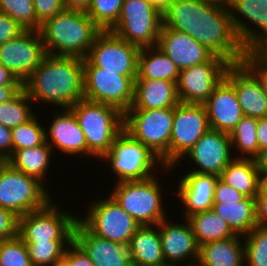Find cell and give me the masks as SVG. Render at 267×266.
I'll list each match as a JSON object with an SVG mask.
<instances>
[{"label": "cell", "instance_id": "cell-36", "mask_svg": "<svg viewBox=\"0 0 267 266\" xmlns=\"http://www.w3.org/2000/svg\"><path fill=\"white\" fill-rule=\"evenodd\" d=\"M30 103L33 104L22 88L12 99L0 104V124L12 129L30 120L35 115Z\"/></svg>", "mask_w": 267, "mask_h": 266}, {"label": "cell", "instance_id": "cell-39", "mask_svg": "<svg viewBox=\"0 0 267 266\" xmlns=\"http://www.w3.org/2000/svg\"><path fill=\"white\" fill-rule=\"evenodd\" d=\"M0 12L9 15L24 30L39 31L33 0H0Z\"/></svg>", "mask_w": 267, "mask_h": 266}, {"label": "cell", "instance_id": "cell-58", "mask_svg": "<svg viewBox=\"0 0 267 266\" xmlns=\"http://www.w3.org/2000/svg\"><path fill=\"white\" fill-rule=\"evenodd\" d=\"M206 1H212L215 3H219V4H224V5H228L230 0H206Z\"/></svg>", "mask_w": 267, "mask_h": 266}, {"label": "cell", "instance_id": "cell-7", "mask_svg": "<svg viewBox=\"0 0 267 266\" xmlns=\"http://www.w3.org/2000/svg\"><path fill=\"white\" fill-rule=\"evenodd\" d=\"M108 161L109 168L117 175V182L142 181L155 176L154 168L162 165L164 173L172 170L165 167L161 159L140 141L123 130L113 141L110 150L101 158ZM152 170L154 171L152 173Z\"/></svg>", "mask_w": 267, "mask_h": 266}, {"label": "cell", "instance_id": "cell-25", "mask_svg": "<svg viewBox=\"0 0 267 266\" xmlns=\"http://www.w3.org/2000/svg\"><path fill=\"white\" fill-rule=\"evenodd\" d=\"M219 177L215 175L188 172L181 178L178 184V192H173L181 200L185 209V218L211 210L214 203L215 185Z\"/></svg>", "mask_w": 267, "mask_h": 266}, {"label": "cell", "instance_id": "cell-26", "mask_svg": "<svg viewBox=\"0 0 267 266\" xmlns=\"http://www.w3.org/2000/svg\"><path fill=\"white\" fill-rule=\"evenodd\" d=\"M179 103L175 82L135 80L134 101L128 110L173 108Z\"/></svg>", "mask_w": 267, "mask_h": 266}, {"label": "cell", "instance_id": "cell-13", "mask_svg": "<svg viewBox=\"0 0 267 266\" xmlns=\"http://www.w3.org/2000/svg\"><path fill=\"white\" fill-rule=\"evenodd\" d=\"M140 50L141 48L130 44L110 30L101 31L83 59V66H97L102 68V71L137 76Z\"/></svg>", "mask_w": 267, "mask_h": 266}, {"label": "cell", "instance_id": "cell-47", "mask_svg": "<svg viewBox=\"0 0 267 266\" xmlns=\"http://www.w3.org/2000/svg\"><path fill=\"white\" fill-rule=\"evenodd\" d=\"M63 259L68 266H95L90 258L74 241L65 248Z\"/></svg>", "mask_w": 267, "mask_h": 266}, {"label": "cell", "instance_id": "cell-24", "mask_svg": "<svg viewBox=\"0 0 267 266\" xmlns=\"http://www.w3.org/2000/svg\"><path fill=\"white\" fill-rule=\"evenodd\" d=\"M62 112V113H61ZM55 115V116H54ZM49 127L46 128V142L52 149H59L63 154L86 155L87 143L74 112L70 108H63L53 114ZM55 147V148H54Z\"/></svg>", "mask_w": 267, "mask_h": 266}, {"label": "cell", "instance_id": "cell-49", "mask_svg": "<svg viewBox=\"0 0 267 266\" xmlns=\"http://www.w3.org/2000/svg\"><path fill=\"white\" fill-rule=\"evenodd\" d=\"M257 226L267 227V178L261 181L260 190L255 198Z\"/></svg>", "mask_w": 267, "mask_h": 266}, {"label": "cell", "instance_id": "cell-41", "mask_svg": "<svg viewBox=\"0 0 267 266\" xmlns=\"http://www.w3.org/2000/svg\"><path fill=\"white\" fill-rule=\"evenodd\" d=\"M246 266H267V227H254L243 236Z\"/></svg>", "mask_w": 267, "mask_h": 266}, {"label": "cell", "instance_id": "cell-55", "mask_svg": "<svg viewBox=\"0 0 267 266\" xmlns=\"http://www.w3.org/2000/svg\"><path fill=\"white\" fill-rule=\"evenodd\" d=\"M91 0H63L65 9H78L86 11L89 7Z\"/></svg>", "mask_w": 267, "mask_h": 266}, {"label": "cell", "instance_id": "cell-45", "mask_svg": "<svg viewBox=\"0 0 267 266\" xmlns=\"http://www.w3.org/2000/svg\"><path fill=\"white\" fill-rule=\"evenodd\" d=\"M245 197L246 196H244L242 193H240L230 185L223 182L220 178H218L214 191V203H238L242 201Z\"/></svg>", "mask_w": 267, "mask_h": 266}, {"label": "cell", "instance_id": "cell-54", "mask_svg": "<svg viewBox=\"0 0 267 266\" xmlns=\"http://www.w3.org/2000/svg\"><path fill=\"white\" fill-rule=\"evenodd\" d=\"M23 86H0V104L12 99Z\"/></svg>", "mask_w": 267, "mask_h": 266}, {"label": "cell", "instance_id": "cell-19", "mask_svg": "<svg viewBox=\"0 0 267 266\" xmlns=\"http://www.w3.org/2000/svg\"><path fill=\"white\" fill-rule=\"evenodd\" d=\"M211 129L230 133L244 117L234 86L224 77L204 102Z\"/></svg>", "mask_w": 267, "mask_h": 266}, {"label": "cell", "instance_id": "cell-60", "mask_svg": "<svg viewBox=\"0 0 267 266\" xmlns=\"http://www.w3.org/2000/svg\"><path fill=\"white\" fill-rule=\"evenodd\" d=\"M188 266H203V265L200 264L199 262H191V265L188 263Z\"/></svg>", "mask_w": 267, "mask_h": 266}, {"label": "cell", "instance_id": "cell-21", "mask_svg": "<svg viewBox=\"0 0 267 266\" xmlns=\"http://www.w3.org/2000/svg\"><path fill=\"white\" fill-rule=\"evenodd\" d=\"M73 241L95 266H133L127 246L100 238L77 220Z\"/></svg>", "mask_w": 267, "mask_h": 266}, {"label": "cell", "instance_id": "cell-56", "mask_svg": "<svg viewBox=\"0 0 267 266\" xmlns=\"http://www.w3.org/2000/svg\"><path fill=\"white\" fill-rule=\"evenodd\" d=\"M159 10L163 11L173 0H149Z\"/></svg>", "mask_w": 267, "mask_h": 266}, {"label": "cell", "instance_id": "cell-8", "mask_svg": "<svg viewBox=\"0 0 267 266\" xmlns=\"http://www.w3.org/2000/svg\"><path fill=\"white\" fill-rule=\"evenodd\" d=\"M44 184L8 164L0 172V206L17 218L43 209L53 200Z\"/></svg>", "mask_w": 267, "mask_h": 266}, {"label": "cell", "instance_id": "cell-50", "mask_svg": "<svg viewBox=\"0 0 267 266\" xmlns=\"http://www.w3.org/2000/svg\"><path fill=\"white\" fill-rule=\"evenodd\" d=\"M0 152L6 157L13 154L12 129L0 124Z\"/></svg>", "mask_w": 267, "mask_h": 266}, {"label": "cell", "instance_id": "cell-61", "mask_svg": "<svg viewBox=\"0 0 267 266\" xmlns=\"http://www.w3.org/2000/svg\"><path fill=\"white\" fill-rule=\"evenodd\" d=\"M160 266H176V265H173V264H164V265H160Z\"/></svg>", "mask_w": 267, "mask_h": 266}, {"label": "cell", "instance_id": "cell-43", "mask_svg": "<svg viewBox=\"0 0 267 266\" xmlns=\"http://www.w3.org/2000/svg\"><path fill=\"white\" fill-rule=\"evenodd\" d=\"M241 63L257 78L267 96V52L247 53Z\"/></svg>", "mask_w": 267, "mask_h": 266}, {"label": "cell", "instance_id": "cell-57", "mask_svg": "<svg viewBox=\"0 0 267 266\" xmlns=\"http://www.w3.org/2000/svg\"><path fill=\"white\" fill-rule=\"evenodd\" d=\"M9 164L8 157L0 152V172Z\"/></svg>", "mask_w": 267, "mask_h": 266}, {"label": "cell", "instance_id": "cell-16", "mask_svg": "<svg viewBox=\"0 0 267 266\" xmlns=\"http://www.w3.org/2000/svg\"><path fill=\"white\" fill-rule=\"evenodd\" d=\"M210 129L203 104L179 103L174 107V121L170 141V167L180 159Z\"/></svg>", "mask_w": 267, "mask_h": 266}, {"label": "cell", "instance_id": "cell-14", "mask_svg": "<svg viewBox=\"0 0 267 266\" xmlns=\"http://www.w3.org/2000/svg\"><path fill=\"white\" fill-rule=\"evenodd\" d=\"M228 8L234 30L247 53L267 52V0H230Z\"/></svg>", "mask_w": 267, "mask_h": 266}, {"label": "cell", "instance_id": "cell-5", "mask_svg": "<svg viewBox=\"0 0 267 266\" xmlns=\"http://www.w3.org/2000/svg\"><path fill=\"white\" fill-rule=\"evenodd\" d=\"M157 177L155 174L142 181L118 182L109 194L140 226L158 225L168 218Z\"/></svg>", "mask_w": 267, "mask_h": 266}, {"label": "cell", "instance_id": "cell-1", "mask_svg": "<svg viewBox=\"0 0 267 266\" xmlns=\"http://www.w3.org/2000/svg\"><path fill=\"white\" fill-rule=\"evenodd\" d=\"M34 103H51L70 108L84 99L83 58L46 55L42 63L23 82Z\"/></svg>", "mask_w": 267, "mask_h": 266}, {"label": "cell", "instance_id": "cell-34", "mask_svg": "<svg viewBox=\"0 0 267 266\" xmlns=\"http://www.w3.org/2000/svg\"><path fill=\"white\" fill-rule=\"evenodd\" d=\"M187 219L192 226L198 246L236 236L227 222L212 210L195 213Z\"/></svg>", "mask_w": 267, "mask_h": 266}, {"label": "cell", "instance_id": "cell-17", "mask_svg": "<svg viewBox=\"0 0 267 266\" xmlns=\"http://www.w3.org/2000/svg\"><path fill=\"white\" fill-rule=\"evenodd\" d=\"M47 55L39 31L24 30L0 45V63L22 83Z\"/></svg>", "mask_w": 267, "mask_h": 266}, {"label": "cell", "instance_id": "cell-38", "mask_svg": "<svg viewBox=\"0 0 267 266\" xmlns=\"http://www.w3.org/2000/svg\"><path fill=\"white\" fill-rule=\"evenodd\" d=\"M124 0H91L87 15L102 30H111L120 16Z\"/></svg>", "mask_w": 267, "mask_h": 266}, {"label": "cell", "instance_id": "cell-32", "mask_svg": "<svg viewBox=\"0 0 267 266\" xmlns=\"http://www.w3.org/2000/svg\"><path fill=\"white\" fill-rule=\"evenodd\" d=\"M53 149L45 141L42 145L13 151L8 158L9 165L23 172L26 175L33 176L44 183L48 168L52 159Z\"/></svg>", "mask_w": 267, "mask_h": 266}, {"label": "cell", "instance_id": "cell-30", "mask_svg": "<svg viewBox=\"0 0 267 266\" xmlns=\"http://www.w3.org/2000/svg\"><path fill=\"white\" fill-rule=\"evenodd\" d=\"M219 178L250 198H256L262 181L255 160L244 158H234L224 168Z\"/></svg>", "mask_w": 267, "mask_h": 266}, {"label": "cell", "instance_id": "cell-51", "mask_svg": "<svg viewBox=\"0 0 267 266\" xmlns=\"http://www.w3.org/2000/svg\"><path fill=\"white\" fill-rule=\"evenodd\" d=\"M0 86H23V83L0 63Z\"/></svg>", "mask_w": 267, "mask_h": 266}, {"label": "cell", "instance_id": "cell-53", "mask_svg": "<svg viewBox=\"0 0 267 266\" xmlns=\"http://www.w3.org/2000/svg\"><path fill=\"white\" fill-rule=\"evenodd\" d=\"M260 177L263 179L267 178V147L259 151L258 156L254 159Z\"/></svg>", "mask_w": 267, "mask_h": 266}, {"label": "cell", "instance_id": "cell-48", "mask_svg": "<svg viewBox=\"0 0 267 266\" xmlns=\"http://www.w3.org/2000/svg\"><path fill=\"white\" fill-rule=\"evenodd\" d=\"M24 29L9 15L0 12V45L17 37Z\"/></svg>", "mask_w": 267, "mask_h": 266}, {"label": "cell", "instance_id": "cell-22", "mask_svg": "<svg viewBox=\"0 0 267 266\" xmlns=\"http://www.w3.org/2000/svg\"><path fill=\"white\" fill-rule=\"evenodd\" d=\"M184 224H175L163 219L159 224L162 252L167 264L179 266L180 263L194 258L198 262L199 246L195 240L193 229L185 218ZM178 264V265H177Z\"/></svg>", "mask_w": 267, "mask_h": 266}, {"label": "cell", "instance_id": "cell-9", "mask_svg": "<svg viewBox=\"0 0 267 266\" xmlns=\"http://www.w3.org/2000/svg\"><path fill=\"white\" fill-rule=\"evenodd\" d=\"M162 11L149 0H124L120 16L110 30L139 48L157 46Z\"/></svg>", "mask_w": 267, "mask_h": 266}, {"label": "cell", "instance_id": "cell-3", "mask_svg": "<svg viewBox=\"0 0 267 266\" xmlns=\"http://www.w3.org/2000/svg\"><path fill=\"white\" fill-rule=\"evenodd\" d=\"M197 42L229 64L241 63L247 54L234 30L228 5L199 0Z\"/></svg>", "mask_w": 267, "mask_h": 266}, {"label": "cell", "instance_id": "cell-10", "mask_svg": "<svg viewBox=\"0 0 267 266\" xmlns=\"http://www.w3.org/2000/svg\"><path fill=\"white\" fill-rule=\"evenodd\" d=\"M108 196L93 201L86 215L78 220L96 236L127 246L140 225Z\"/></svg>", "mask_w": 267, "mask_h": 266}, {"label": "cell", "instance_id": "cell-18", "mask_svg": "<svg viewBox=\"0 0 267 266\" xmlns=\"http://www.w3.org/2000/svg\"><path fill=\"white\" fill-rule=\"evenodd\" d=\"M229 133L208 129L196 144L184 155L190 157L199 174L220 177L224 168L234 159Z\"/></svg>", "mask_w": 267, "mask_h": 266}, {"label": "cell", "instance_id": "cell-28", "mask_svg": "<svg viewBox=\"0 0 267 266\" xmlns=\"http://www.w3.org/2000/svg\"><path fill=\"white\" fill-rule=\"evenodd\" d=\"M242 237L236 235L199 246L198 262L203 266L245 265V247L244 243H241Z\"/></svg>", "mask_w": 267, "mask_h": 266}, {"label": "cell", "instance_id": "cell-20", "mask_svg": "<svg viewBox=\"0 0 267 266\" xmlns=\"http://www.w3.org/2000/svg\"><path fill=\"white\" fill-rule=\"evenodd\" d=\"M157 46L176 64L179 70L209 61L214 54L190 35L161 26Z\"/></svg>", "mask_w": 267, "mask_h": 266}, {"label": "cell", "instance_id": "cell-59", "mask_svg": "<svg viewBox=\"0 0 267 266\" xmlns=\"http://www.w3.org/2000/svg\"><path fill=\"white\" fill-rule=\"evenodd\" d=\"M51 266H68V264L66 263V261L64 259H62L59 262H56Z\"/></svg>", "mask_w": 267, "mask_h": 266}, {"label": "cell", "instance_id": "cell-52", "mask_svg": "<svg viewBox=\"0 0 267 266\" xmlns=\"http://www.w3.org/2000/svg\"><path fill=\"white\" fill-rule=\"evenodd\" d=\"M257 138L259 150L267 147V117L258 119Z\"/></svg>", "mask_w": 267, "mask_h": 266}, {"label": "cell", "instance_id": "cell-11", "mask_svg": "<svg viewBox=\"0 0 267 266\" xmlns=\"http://www.w3.org/2000/svg\"><path fill=\"white\" fill-rule=\"evenodd\" d=\"M52 201L43 209L26 213L18 218L17 235L23 242L73 240L74 213L60 210Z\"/></svg>", "mask_w": 267, "mask_h": 266}, {"label": "cell", "instance_id": "cell-4", "mask_svg": "<svg viewBox=\"0 0 267 266\" xmlns=\"http://www.w3.org/2000/svg\"><path fill=\"white\" fill-rule=\"evenodd\" d=\"M70 109L85 135L87 157L101 159L124 130V113L114 106L86 99L79 100Z\"/></svg>", "mask_w": 267, "mask_h": 266}, {"label": "cell", "instance_id": "cell-6", "mask_svg": "<svg viewBox=\"0 0 267 266\" xmlns=\"http://www.w3.org/2000/svg\"><path fill=\"white\" fill-rule=\"evenodd\" d=\"M173 121L174 107L127 110L124 113V130L158 156L165 167H170Z\"/></svg>", "mask_w": 267, "mask_h": 266}, {"label": "cell", "instance_id": "cell-2", "mask_svg": "<svg viewBox=\"0 0 267 266\" xmlns=\"http://www.w3.org/2000/svg\"><path fill=\"white\" fill-rule=\"evenodd\" d=\"M101 31L85 11L78 9H64L39 28L48 55L83 59Z\"/></svg>", "mask_w": 267, "mask_h": 266}, {"label": "cell", "instance_id": "cell-29", "mask_svg": "<svg viewBox=\"0 0 267 266\" xmlns=\"http://www.w3.org/2000/svg\"><path fill=\"white\" fill-rule=\"evenodd\" d=\"M179 74V68L158 46L141 48L135 80L161 79L177 83Z\"/></svg>", "mask_w": 267, "mask_h": 266}, {"label": "cell", "instance_id": "cell-12", "mask_svg": "<svg viewBox=\"0 0 267 266\" xmlns=\"http://www.w3.org/2000/svg\"><path fill=\"white\" fill-rule=\"evenodd\" d=\"M136 77L83 66L84 99L114 106L125 113L133 105Z\"/></svg>", "mask_w": 267, "mask_h": 266}, {"label": "cell", "instance_id": "cell-31", "mask_svg": "<svg viewBox=\"0 0 267 266\" xmlns=\"http://www.w3.org/2000/svg\"><path fill=\"white\" fill-rule=\"evenodd\" d=\"M211 210L227 222L236 235L245 236L257 226L255 198L245 197L238 203H213Z\"/></svg>", "mask_w": 267, "mask_h": 266}, {"label": "cell", "instance_id": "cell-44", "mask_svg": "<svg viewBox=\"0 0 267 266\" xmlns=\"http://www.w3.org/2000/svg\"><path fill=\"white\" fill-rule=\"evenodd\" d=\"M33 4L36 19L40 24L65 9L63 0H33Z\"/></svg>", "mask_w": 267, "mask_h": 266}, {"label": "cell", "instance_id": "cell-42", "mask_svg": "<svg viewBox=\"0 0 267 266\" xmlns=\"http://www.w3.org/2000/svg\"><path fill=\"white\" fill-rule=\"evenodd\" d=\"M0 266H32L26 244L18 235L0 242Z\"/></svg>", "mask_w": 267, "mask_h": 266}, {"label": "cell", "instance_id": "cell-23", "mask_svg": "<svg viewBox=\"0 0 267 266\" xmlns=\"http://www.w3.org/2000/svg\"><path fill=\"white\" fill-rule=\"evenodd\" d=\"M225 78L234 86L244 116L267 117V96L257 78L242 64H230Z\"/></svg>", "mask_w": 267, "mask_h": 266}, {"label": "cell", "instance_id": "cell-37", "mask_svg": "<svg viewBox=\"0 0 267 266\" xmlns=\"http://www.w3.org/2000/svg\"><path fill=\"white\" fill-rule=\"evenodd\" d=\"M73 240H50L43 242H24L32 266H51L63 259L66 245Z\"/></svg>", "mask_w": 267, "mask_h": 266}, {"label": "cell", "instance_id": "cell-27", "mask_svg": "<svg viewBox=\"0 0 267 266\" xmlns=\"http://www.w3.org/2000/svg\"><path fill=\"white\" fill-rule=\"evenodd\" d=\"M127 248L133 266H160L166 264L158 225L140 226L130 239Z\"/></svg>", "mask_w": 267, "mask_h": 266}, {"label": "cell", "instance_id": "cell-15", "mask_svg": "<svg viewBox=\"0 0 267 266\" xmlns=\"http://www.w3.org/2000/svg\"><path fill=\"white\" fill-rule=\"evenodd\" d=\"M229 66L222 57L214 55L205 63L180 70L176 83L180 103L204 104Z\"/></svg>", "mask_w": 267, "mask_h": 266}, {"label": "cell", "instance_id": "cell-33", "mask_svg": "<svg viewBox=\"0 0 267 266\" xmlns=\"http://www.w3.org/2000/svg\"><path fill=\"white\" fill-rule=\"evenodd\" d=\"M199 0H173L162 11V25L190 35L197 41Z\"/></svg>", "mask_w": 267, "mask_h": 266}, {"label": "cell", "instance_id": "cell-35", "mask_svg": "<svg viewBox=\"0 0 267 266\" xmlns=\"http://www.w3.org/2000/svg\"><path fill=\"white\" fill-rule=\"evenodd\" d=\"M257 124V118L244 116L229 133L232 149L240 151V156L234 158L255 159L258 156Z\"/></svg>", "mask_w": 267, "mask_h": 266}, {"label": "cell", "instance_id": "cell-46", "mask_svg": "<svg viewBox=\"0 0 267 266\" xmlns=\"http://www.w3.org/2000/svg\"><path fill=\"white\" fill-rule=\"evenodd\" d=\"M18 218L0 206V242L17 235Z\"/></svg>", "mask_w": 267, "mask_h": 266}, {"label": "cell", "instance_id": "cell-40", "mask_svg": "<svg viewBox=\"0 0 267 266\" xmlns=\"http://www.w3.org/2000/svg\"><path fill=\"white\" fill-rule=\"evenodd\" d=\"M36 114L28 121L12 128L13 151L42 145L46 141L45 128Z\"/></svg>", "mask_w": 267, "mask_h": 266}]
</instances>
